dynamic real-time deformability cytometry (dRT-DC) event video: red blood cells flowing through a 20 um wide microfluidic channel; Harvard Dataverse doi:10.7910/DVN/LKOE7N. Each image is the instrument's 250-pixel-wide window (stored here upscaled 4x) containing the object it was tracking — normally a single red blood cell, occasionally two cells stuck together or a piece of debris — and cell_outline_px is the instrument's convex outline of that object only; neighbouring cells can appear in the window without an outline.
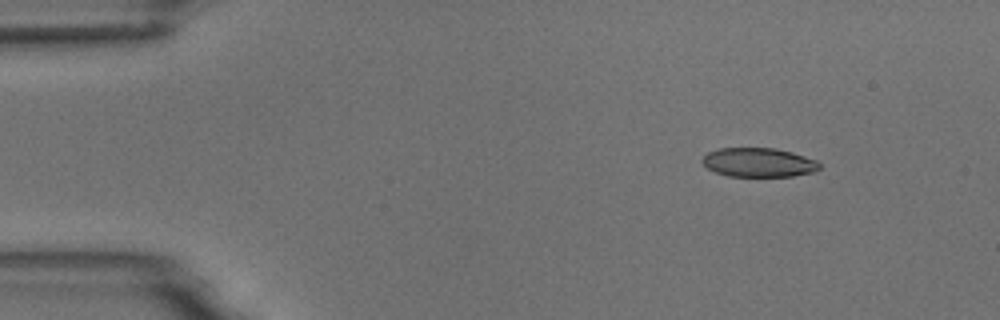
{"species": "common noctule bat (a hibernating species)", "species_latin": "Nyctalus noctula", "temperature_condition": "room temperature", "stored_images_in_passage": 7, "camera_frame_rate_fps": 3000, "um_per_image_px": 0.085, "animal": {"sex": "male", "body_mass_g": 18.8}, "frame": {"image": 1, "passage_image": 2, "time_ms": 1.333, "image_size_px": [1000, 320], "cell_outline_px": [[820, 168], [816, 172], [792, 176], [728, 176], [716, 172], [708, 168], [700, 160], [708, 152], [720, 148], [776, 148], [792, 152], [816, 160], [820, 164]], "centroid_in_image_um": [64.5, 13.8], "position_along_channel_um": 20.5, "area_um2": 19.88}}
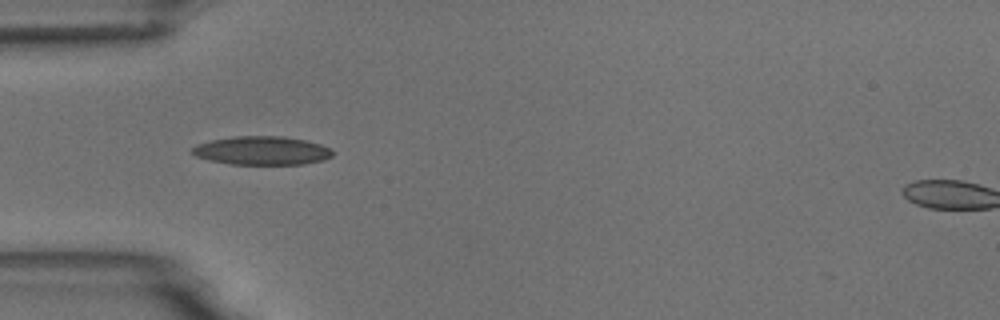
{"frame": {"image": 2, "passage_image": 5, "time_ms": 4.667, "image_size_px": [1000, 320], "cell_outline_px": [[332, 156], [324, 160], [304, 164], [228, 164], [208, 160], [196, 156], [192, 152], [192, 148], [196, 144], [212, 140], [236, 136], [280, 136], [304, 140], [320, 144], [328, 148], [332, 152]], "centroid_in_image_um": [22.23, 12.81], "position_along_channel_um": 62.8, "area_um2": 23.24}}